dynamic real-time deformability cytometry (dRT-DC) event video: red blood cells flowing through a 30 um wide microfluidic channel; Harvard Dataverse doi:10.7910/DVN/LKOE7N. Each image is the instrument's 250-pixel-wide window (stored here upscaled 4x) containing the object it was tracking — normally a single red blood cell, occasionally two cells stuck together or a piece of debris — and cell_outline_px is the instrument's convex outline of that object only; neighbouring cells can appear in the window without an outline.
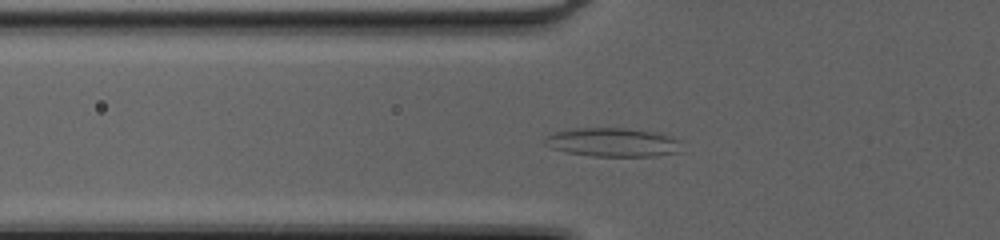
{"species": "common noctule bat (a hibernating species)", "species_latin": "Nyctalus noctula", "temperature_condition": "cold", "stored_images_in_passage": 45, "camera_frame_rate_fps": 3000, "um_per_image_px": 0.085, "animal": {"sex": "female", "body_mass_g": 20.0, "forearm_length_mm": 54.0}, "frame": {"image": 1, "passage_image": 14, "time_ms": 4.333, "image_size_px": [1000, 240], "cell_outline_px": [[680, 152], [652, 156], [592, 156], [568, 152], [552, 148], [544, 144], [544, 136], [556, 132], [576, 128], [624, 128], [660, 132], [672, 136], [680, 140]], "centroid_in_image_um": [52.11, 12.09], "position_along_channel_um": 73.7, "area_um2": 23.06}}
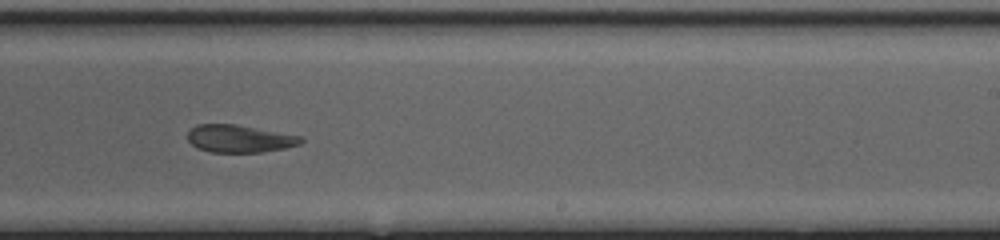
{"frame": {"image": 2, "passage_image": 28, "time_ms": 9.0, "image_size_px": [1000, 240], "cell_outline_px": [[304, 140], [300, 144], [284, 148], [260, 152], [212, 152], [196, 148], [188, 140], [188, 132], [196, 124], [236, 124], [304, 136]], "centroid_in_image_um": [20.38, 11.78], "position_along_channel_um": 268.6, "area_um2": 18.26}}
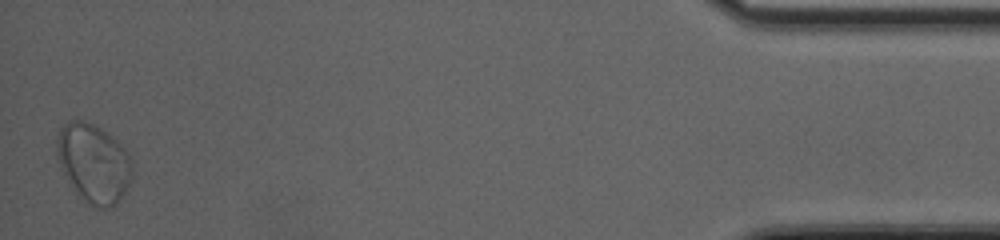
{"frame": {"image": 3, "passage_image": 45, "time_ms": 14.667, "image_size_px": [1000, 240], "cell_outline_px": [[132, 172], [128, 184], [124, 192], [116, 204], [108, 208], [100, 208], [88, 204], [80, 196], [60, 168], [56, 160], [56, 140], [60, 128], [64, 124], [72, 120], [84, 120], [100, 128], [112, 136], [124, 148], [132, 164]], "centroid_in_image_um": [7.92, 13.85], "position_along_channel_um": 427.3, "area_um2": 34.33}, "authors_computed_cell_mechanics": {"area_um2": 23.0622, "velocity_mm_per_s": 4.1689, "shape_relaxation_time_tau1_ms": null, "shape_relaxation_time_tau2_ms": 1.8412, "deformation_change_tau1": null, "deformation_change_tau2": 0.0773}}